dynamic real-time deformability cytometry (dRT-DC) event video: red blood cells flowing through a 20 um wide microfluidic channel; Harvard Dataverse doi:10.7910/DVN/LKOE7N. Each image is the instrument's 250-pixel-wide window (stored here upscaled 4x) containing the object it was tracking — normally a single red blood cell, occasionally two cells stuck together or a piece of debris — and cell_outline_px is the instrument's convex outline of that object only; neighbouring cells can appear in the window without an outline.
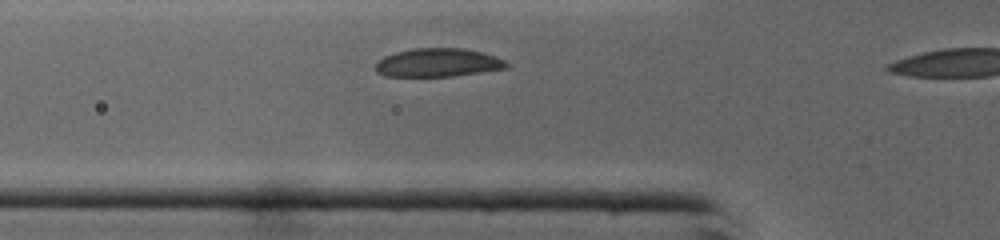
{"species": "common noctule bat (a hibernating species)", "species_latin": "Nyctalus noctula", "temperature_condition": "cold", "stored_images_in_passage": 14, "camera_frame_rate_fps": 3000, "um_per_image_px": 0.085, "animal": {"sex": "male", "body_mass_g": 19.0, "forearm_length_mm": 50.8}, "frame": {"image": 1, "passage_image": 7, "time_ms": 2.0, "image_size_px": [1000, 240], "cell_outline_px": [[512, 64], [508, 68], [452, 76], [384, 76], [376, 72], [376, 64], [384, 56], [396, 52], [412, 48], [464, 48], [496, 56]], "centroid_in_image_um": [37.25, 5.32], "position_along_channel_um": 88.5, "area_um2": 21.73}}
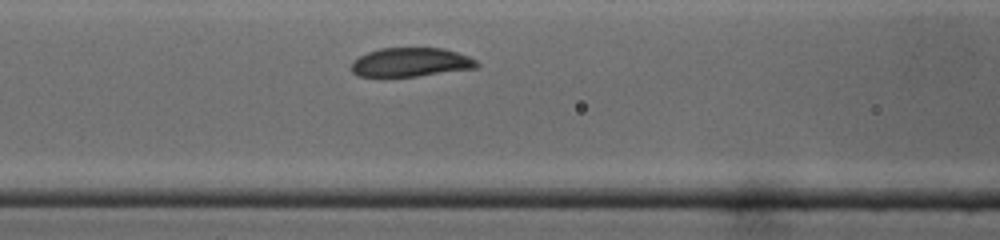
{"frame": {"image": 2, "passage_image": 10, "time_ms": 3.0, "image_size_px": [1000, 240], "cell_outline_px": [[480, 68], [416, 76], [356, 76], [352, 72], [352, 60], [368, 52], [380, 48], [444, 48], [468, 56], [476, 60], [480, 64]], "centroid_in_image_um": [34.95, 5.29], "position_along_channel_um": 131.7, "area_um2": 21.21}}